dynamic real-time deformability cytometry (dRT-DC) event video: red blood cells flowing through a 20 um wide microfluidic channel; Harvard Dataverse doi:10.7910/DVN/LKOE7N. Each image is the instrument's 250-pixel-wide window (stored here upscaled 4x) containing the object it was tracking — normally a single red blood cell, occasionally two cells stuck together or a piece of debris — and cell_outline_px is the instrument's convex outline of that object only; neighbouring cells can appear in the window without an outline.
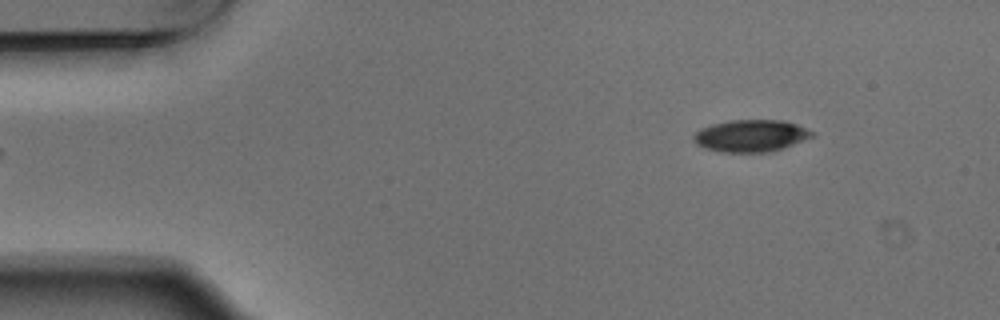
{"species": "Egyptian fruit bat (a non-hibernating species)", "species_latin": "Rousettus aegyptiacus", "temperature_condition": "warm", "stored_images_in_passage": 6, "camera_frame_rate_fps": 3000, "um_per_image_px": 0.085, "animal": {"sex": "male"}, "frame": {"image": 1, "passage_image": 6, "time_ms": 1.667, "image_size_px": [1000, 320], "cell_outline_px": [[816, 136], [768, 152], [720, 152], [704, 148], [696, 144], [692, 136], [700, 128], [712, 124], [732, 120], [784, 120], [796, 124], [816, 132]], "centroid_in_image_um": [63.82, 11.53], "position_along_channel_um": 21.2, "area_um2": 22.14}}